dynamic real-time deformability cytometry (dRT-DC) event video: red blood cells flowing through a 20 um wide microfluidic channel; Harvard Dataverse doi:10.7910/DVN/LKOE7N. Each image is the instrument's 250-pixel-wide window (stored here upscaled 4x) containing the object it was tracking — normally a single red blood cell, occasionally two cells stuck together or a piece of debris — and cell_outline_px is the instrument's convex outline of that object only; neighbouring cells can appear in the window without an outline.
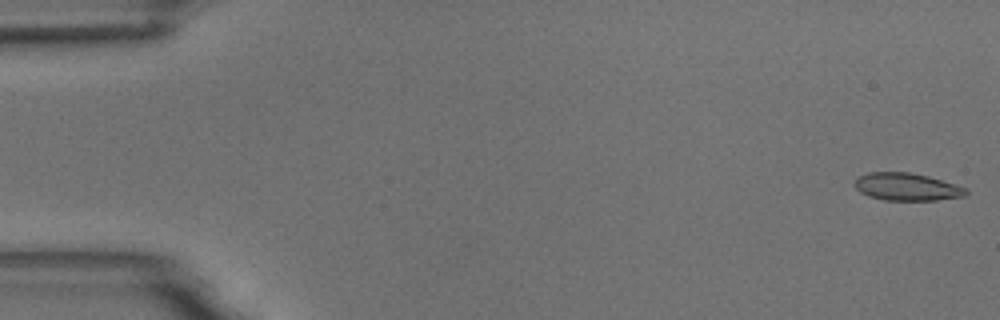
{"species": "common noctule bat (a hibernating species)", "species_latin": "Nyctalus noctula", "temperature_condition": "room temperature", "stored_images_in_passage": 10, "camera_frame_rate_fps": 3000, "um_per_image_px": 0.085, "animal": {"sex": "male", "body_mass_g": 18.8}, "frame": {"image": 1, "passage_image": 1, "time_ms": 0.0, "image_size_px": [1000, 320], "cell_outline_px": [[968, 192], [964, 196], [936, 200], [884, 200], [868, 196], [860, 192], [856, 188], [856, 176], [868, 172], [908, 172], [928, 176], [956, 184], [968, 188]], "centroid_in_image_um": [77.08, 15.87], "position_along_channel_um": 7.9, "area_um2": 17.92}}